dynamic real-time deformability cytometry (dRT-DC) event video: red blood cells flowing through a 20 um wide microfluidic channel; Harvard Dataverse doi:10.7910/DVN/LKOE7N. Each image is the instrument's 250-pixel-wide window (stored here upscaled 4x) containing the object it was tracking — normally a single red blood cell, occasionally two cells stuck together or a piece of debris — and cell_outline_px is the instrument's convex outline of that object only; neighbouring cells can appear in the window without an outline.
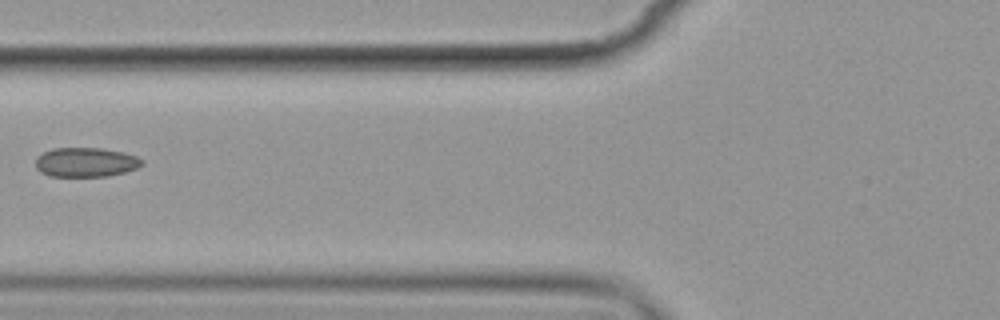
{"species": "common noctule bat (a hibernating species)", "species_latin": "Nyctalus noctula", "temperature_condition": "cold", "stored_images_in_passage": 6, "camera_frame_rate_fps": 3000, "um_per_image_px": 0.085, "animal": {"sex": "female", "body_mass_g": 19.9}, "frame": {"image": 1, "passage_image": 6, "time_ms": 6.0, "image_size_px": [1000, 320], "cell_outline_px": [[144, 164], [136, 168], [124, 172], [108, 176], [48, 176], [40, 172], [36, 168], [36, 156], [52, 148], [100, 148], [124, 152], [136, 156], [144, 160]], "centroid_in_image_um": [7.28, 13.79], "position_along_channel_um": 118.5, "area_um2": 18.32}}